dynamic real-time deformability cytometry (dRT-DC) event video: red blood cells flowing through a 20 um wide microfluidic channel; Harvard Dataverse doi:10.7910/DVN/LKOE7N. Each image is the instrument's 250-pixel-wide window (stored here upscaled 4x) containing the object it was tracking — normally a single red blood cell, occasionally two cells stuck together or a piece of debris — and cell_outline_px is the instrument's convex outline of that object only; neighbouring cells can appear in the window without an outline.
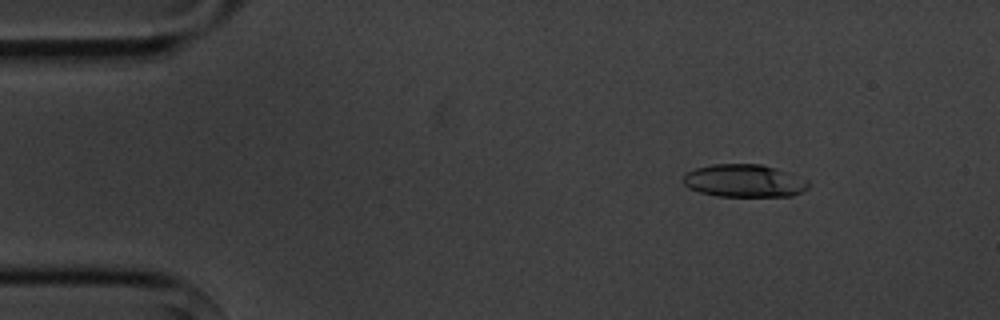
{"species": "common noctule bat (a hibernating species)", "species_latin": "Nyctalus noctula", "temperature_condition": "cold", "stored_images_in_passage": 4, "camera_frame_rate_fps": 3000, "um_per_image_px": 0.085, "animal": {"sex": "male", "body_mass_g": 20.1, "forearm_length_mm": 53.5}, "frame": {"image": 1, "passage_image": 2, "time_ms": 1.333, "image_size_px": [1000, 320], "cell_outline_px": [[808, 188], [792, 196], [716, 196], [700, 192], [688, 188], [680, 180], [684, 172], [696, 168], [712, 164], [760, 164], [808, 180]], "centroid_in_image_um": [63.16, 15.37], "position_along_channel_um": 21.8, "area_um2": 23.81}}